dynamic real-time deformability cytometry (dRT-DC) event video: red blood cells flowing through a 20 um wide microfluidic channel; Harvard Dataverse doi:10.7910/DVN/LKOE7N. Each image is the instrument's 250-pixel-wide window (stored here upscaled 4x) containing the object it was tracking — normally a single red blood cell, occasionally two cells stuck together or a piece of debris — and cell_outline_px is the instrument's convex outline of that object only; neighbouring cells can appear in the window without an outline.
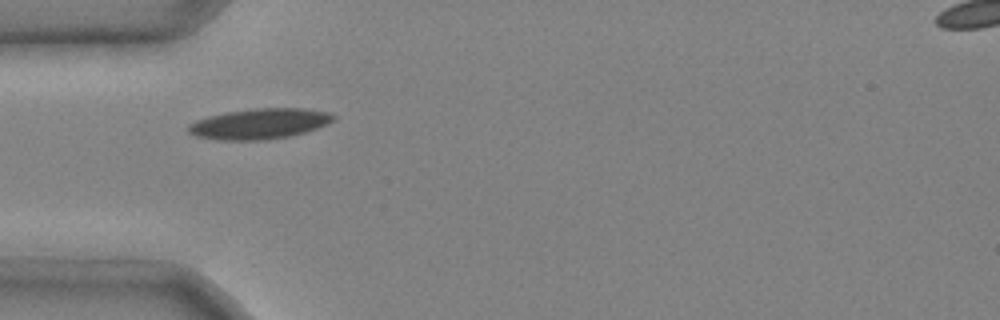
{"species": "common noctule bat (a hibernating species)", "species_latin": "Nyctalus noctula", "temperature_condition": "cold", "stored_images_in_passage": 8, "camera_frame_rate_fps": 3000, "um_per_image_px": 0.085, "animal": {"sex": "male", "body_mass_g": 20.4}, "frame": {"image": 1, "passage_image": 5, "time_ms": 1.333, "image_size_px": [1000, 320], "cell_outline_px": [[336, 120], [316, 128], [304, 132], [288, 136], [264, 140], [216, 140], [196, 136], [188, 132], [188, 124], [196, 120], [208, 116], [228, 112], [256, 108], [304, 108], [332, 112], [336, 116]], "centroid_in_image_um": [22.07, 10.51], "position_along_channel_um": 62.9, "area_um2": 25.84}}
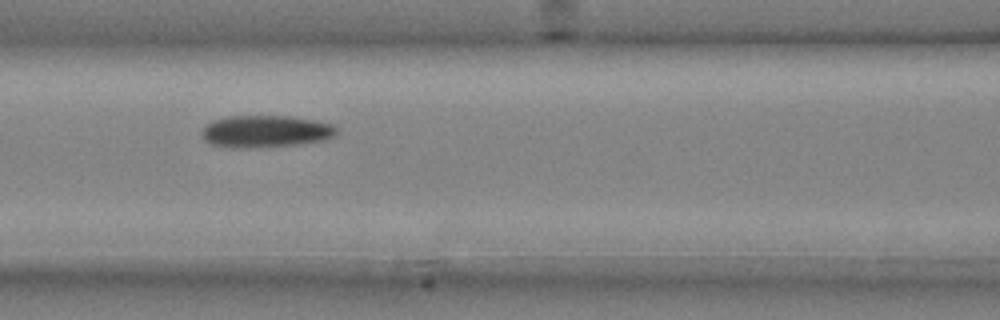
{"frame": {"image": 2, "passage_image": 7, "time_ms": 2.0, "image_size_px": [1000, 320], "cell_outline_px": [[336, 132], [332, 136], [324, 140], [300, 144], [260, 148], [228, 148], [212, 144], [204, 140], [200, 132], [208, 124], [216, 120], [228, 116], [292, 116], [320, 120], [332, 124], [336, 128]], "centroid_in_image_um": [22.59, 11.18], "position_along_channel_um": 144.0, "area_um2": 25.49}}
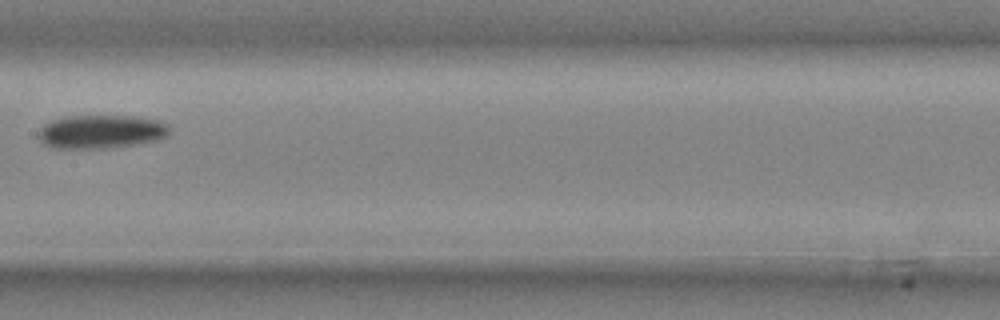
{"frame": {"image": 3, "passage_image": 8, "time_ms": 2.333, "image_size_px": [1000, 320], "cell_outline_px": [[172, 132], [168, 136], [160, 140], [136, 144], [104, 148], [52, 148], [44, 144], [36, 136], [40, 128], [44, 124], [52, 120], [64, 116], [136, 116], [160, 120], [168, 124], [172, 128]], "centroid_in_image_um": [8.64, 11.19], "position_along_channel_um": 198.8, "area_um2": 26.13}}